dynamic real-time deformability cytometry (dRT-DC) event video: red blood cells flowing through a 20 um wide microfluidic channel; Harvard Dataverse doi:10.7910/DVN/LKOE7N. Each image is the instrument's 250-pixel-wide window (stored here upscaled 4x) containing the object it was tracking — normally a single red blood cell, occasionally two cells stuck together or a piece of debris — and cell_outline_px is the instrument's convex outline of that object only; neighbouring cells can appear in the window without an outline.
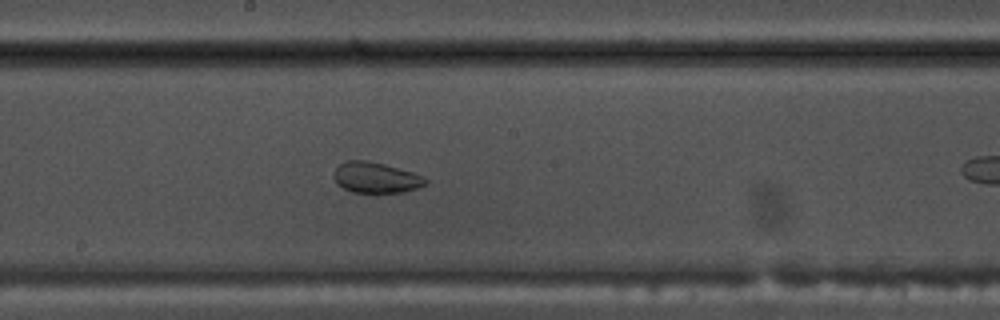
{"species": "common noctule bat (a hibernating species)", "species_latin": "Nyctalus noctula", "temperature_condition": "warm", "stored_images_in_passage": 38, "camera_frame_rate_fps": 3000, "um_per_image_px": 0.085, "animal": {"sex": "male", "body_mass_g": 17.5, "forearm_length_mm": 52.3}, "frame": {"image": 1, "passage_image": 12, "time_ms": 3.667, "image_size_px": [1000, 320], "cell_outline_px": [[428, 184], [404, 192], [352, 192], [336, 184], [332, 176], [332, 172], [344, 160], [368, 160], [384, 164], [412, 172], [424, 176], [428, 180]], "centroid_in_image_um": [31.92, 15.08], "position_along_channel_um": 216.3, "area_um2": 16.59}}